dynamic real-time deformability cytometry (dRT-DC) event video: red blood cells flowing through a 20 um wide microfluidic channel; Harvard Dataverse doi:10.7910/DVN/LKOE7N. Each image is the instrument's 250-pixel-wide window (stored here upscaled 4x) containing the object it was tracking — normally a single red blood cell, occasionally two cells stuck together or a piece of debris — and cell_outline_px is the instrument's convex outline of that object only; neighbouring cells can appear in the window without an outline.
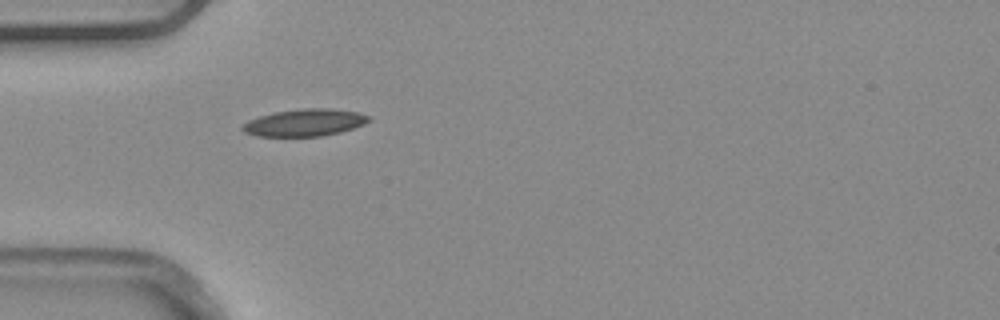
{"species": "common noctule bat (a hibernating species)", "species_latin": "Nyctalus noctula", "temperature_condition": "warm", "stored_images_in_passage": 1, "camera_frame_rate_fps": 3000, "um_per_image_px": 0.085, "animal": {"sex": "male", "body_mass_g": 20.4}, "frame": {"image": 1, "passage_image": 1, "time_ms": 0.0, "image_size_px": [1000, 320], "cell_outline_px": [[372, 120], [364, 124], [340, 132], [320, 136], [256, 136], [244, 132], [240, 128], [248, 120], [260, 116], [276, 112], [304, 108], [332, 108], [356, 112], [372, 116]], "centroid_in_image_um": [25.92, 10.42], "position_along_channel_um": 59.1, "area_um2": 19.94}}